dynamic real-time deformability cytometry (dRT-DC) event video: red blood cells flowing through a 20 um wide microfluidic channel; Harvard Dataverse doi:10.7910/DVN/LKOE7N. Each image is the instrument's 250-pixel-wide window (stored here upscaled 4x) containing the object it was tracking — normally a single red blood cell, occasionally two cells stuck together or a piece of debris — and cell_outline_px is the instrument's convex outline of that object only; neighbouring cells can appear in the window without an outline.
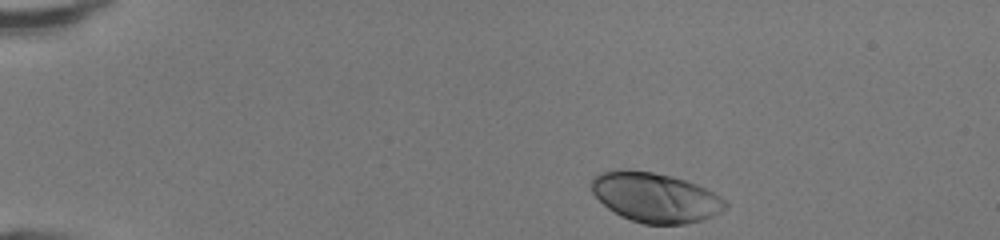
{"species": "human", "species_latin": "Homo sapiens", "temperature_condition": "room temperature", "stored_images_in_passage": 35, "camera_frame_rate_fps": 3000, "um_per_image_px": 0.085, "donor": {"sex": "female"}, "frame": {"image": 1, "passage_image": 1, "time_ms": 0.0, "image_size_px": [1000, 240], "cell_outline_px": [[728, 204], [720, 212], [704, 220], [684, 224], [644, 224], [620, 216], [608, 208], [592, 192], [592, 176], [600, 172], [620, 168], [652, 172], [672, 176], [696, 184], [720, 196]], "centroid_in_image_um": [55.67, 16.77], "position_along_channel_um": 29.3, "area_um2": 38.67}}
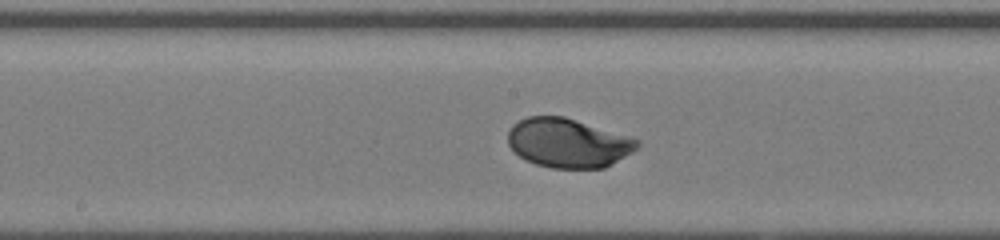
{"frame": {"image": 2, "passage_image": 19, "time_ms": 6.0, "image_size_px": [1000, 240], "cell_outline_px": [[640, 144], [632, 152], [604, 168], [552, 168], [536, 164], [520, 156], [508, 144], [508, 132], [512, 124], [528, 116], [564, 116], [632, 136], [640, 140]], "centroid_in_image_um": [48.31, 12.13], "position_along_channel_um": 199.9, "area_um2": 37.11}}
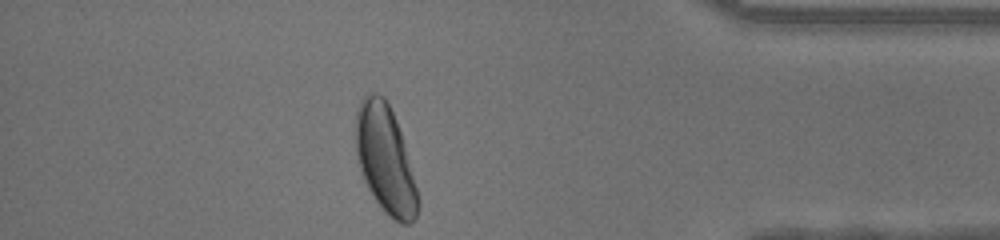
{"frame": {"image": 3, "passage_image": 35, "time_ms": 11.333, "image_size_px": [1000, 240], "cell_outline_px": [[420, 204], [416, 216], [408, 224], [400, 224], [388, 216], [380, 208], [372, 196], [360, 172], [356, 160], [356, 108], [360, 100], [368, 92], [376, 92], [384, 96], [396, 120], [400, 132], [420, 200]], "centroid_in_image_um": [32.72, 13.56], "position_along_channel_um": 402.5, "area_um2": 39.19}, "authors_computed_cell_mechanics": {"area_um2": 36.6452, "velocity_mm_per_s": 4.3036, "shape_relaxation_time_tau1_ms": 2.1053, "shape_relaxation_time_tau2_ms": null, "deformation_change_tau1": 0.1555, "deformation_change_tau2": null}}